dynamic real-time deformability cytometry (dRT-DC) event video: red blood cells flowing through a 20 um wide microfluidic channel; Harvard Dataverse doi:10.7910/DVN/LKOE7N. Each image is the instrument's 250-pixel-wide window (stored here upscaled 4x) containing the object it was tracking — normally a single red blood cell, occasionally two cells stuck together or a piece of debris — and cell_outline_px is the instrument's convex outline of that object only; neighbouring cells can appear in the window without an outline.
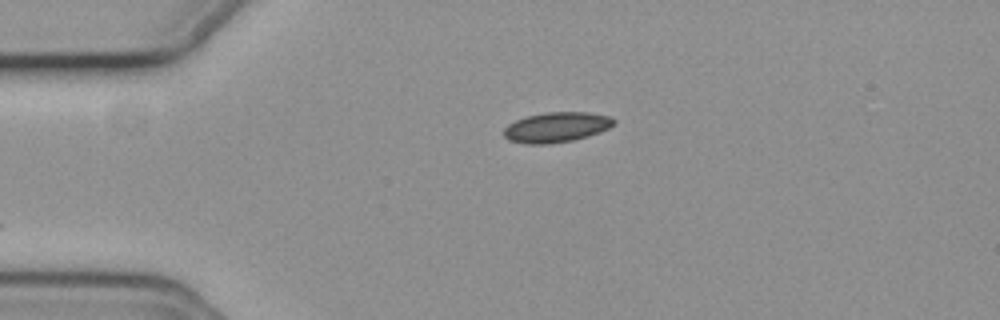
{"species": "common noctule bat (a hibernating species)", "species_latin": "Nyctalus noctula", "temperature_condition": "cold", "stored_images_in_passage": 34, "camera_frame_rate_fps": 3000, "um_per_image_px": 0.085, "animal": {"sex": "female", "body_mass_g": 19.3, "forearm_length_mm": 54.1}, "frame": {"image": 1, "passage_image": 1, "time_ms": 0.0, "image_size_px": [1000, 320], "cell_outline_px": [[616, 124], [600, 132], [588, 136], [572, 140], [548, 144], [524, 144], [508, 140], [504, 136], [504, 128], [508, 124], [516, 120], [528, 116], [548, 112], [588, 112], [608, 116], [616, 120]], "centroid_in_image_um": [47.3, 10.82], "position_along_channel_um": 37.7, "area_um2": 19.31}}
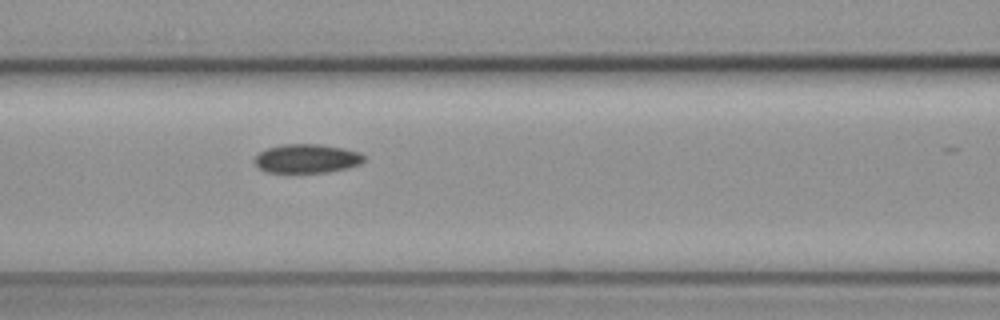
{"frame": {"image": 2, "passage_image": 12, "time_ms": 3.667, "image_size_px": [1000, 320], "cell_outline_px": [[364, 160], [360, 164], [348, 168], [328, 172], [268, 172], [260, 168], [256, 164], [256, 156], [260, 152], [268, 148], [284, 144], [320, 144], [344, 148], [360, 152], [364, 156]], "centroid_in_image_um": [26.13, 13.47], "position_along_channel_um": 140.5, "area_um2": 18.26}}
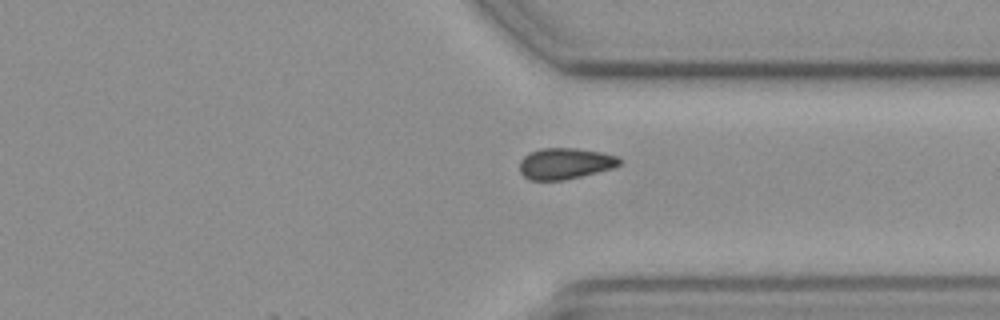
{"frame": {"image": 3, "passage_image": 30, "time_ms": 9.667, "image_size_px": [1000, 320], "cell_outline_px": [[624, 160], [620, 164], [612, 168], [564, 180], [528, 180], [520, 172], [520, 160], [528, 152], [540, 148], [576, 148], [600, 152], [620, 156]], "centroid_in_image_um": [48.03, 13.89], "position_along_channel_um": 363.4, "area_um2": 18.26}}